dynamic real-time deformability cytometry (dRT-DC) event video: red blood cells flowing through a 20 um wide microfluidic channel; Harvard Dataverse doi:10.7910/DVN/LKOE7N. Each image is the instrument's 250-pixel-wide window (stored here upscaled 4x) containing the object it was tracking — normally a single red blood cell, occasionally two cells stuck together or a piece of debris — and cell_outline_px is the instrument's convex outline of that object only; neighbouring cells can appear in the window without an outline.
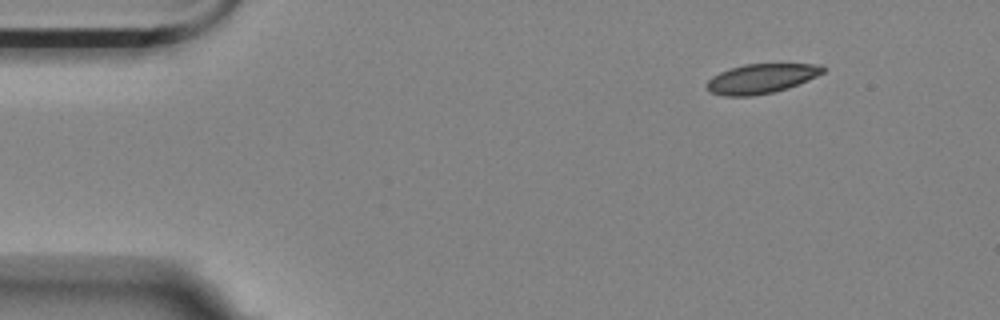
{"species": "Egyptian fruit bat (a non-hibernating species)", "species_latin": "Rousettus aegyptiacus", "temperature_condition": "room temperature", "stored_images_in_passage": 7, "camera_frame_rate_fps": 3000, "um_per_image_px": 0.085, "animal": {"sex": "female"}, "frame": {"image": 1, "passage_image": 1, "time_ms": 0.0, "image_size_px": [1000, 320], "cell_outline_px": [[828, 68], [824, 72], [808, 80], [788, 88], [772, 92], [752, 96], [724, 96], [708, 92], [704, 84], [712, 76], [720, 72], [744, 64], [820, 64]], "centroid_in_image_um": [64.68, 6.68], "position_along_channel_um": 20.3, "area_um2": 20.11}}
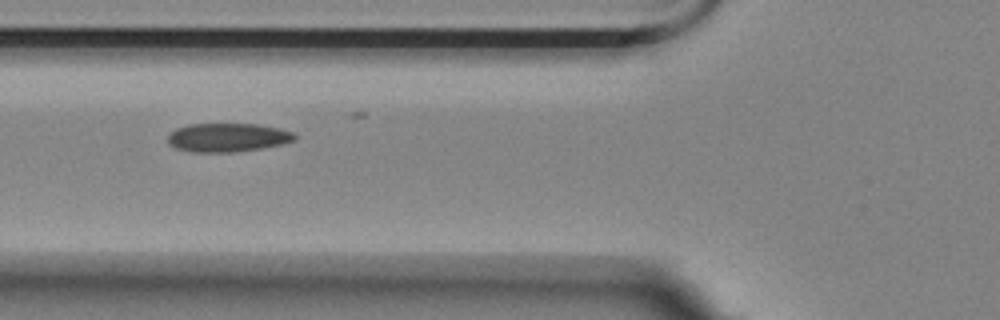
{"frame": {"image": 2, "passage_image": 5, "time_ms": 4.667, "image_size_px": [1000, 320], "cell_outline_px": [[296, 140], [280, 144], [260, 148], [236, 152], [192, 152], [176, 148], [168, 144], [168, 136], [176, 128], [188, 124], [256, 124], [280, 128], [292, 132], [296, 136]], "centroid_in_image_um": [19.33, 11.68], "position_along_channel_um": 106.5, "area_um2": 21.15}}
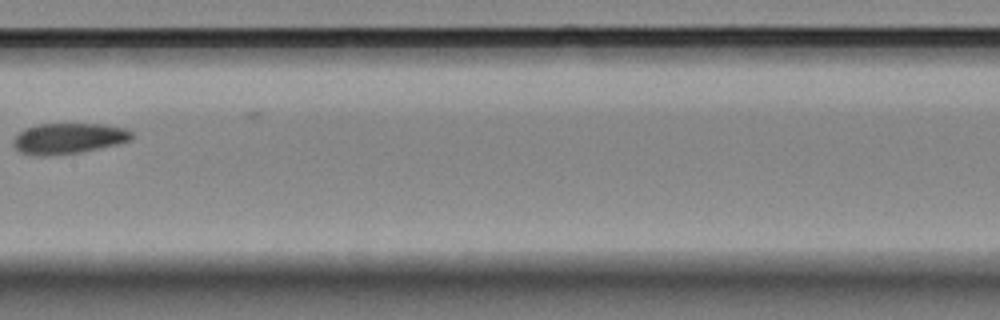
{"frame": {"image": 3, "passage_image": 7, "time_ms": 7.333, "image_size_px": [1000, 320], "cell_outline_px": [[132, 140], [116, 144], [80, 152], [48, 156], [28, 156], [20, 152], [12, 144], [12, 140], [24, 128], [36, 124], [104, 124], [124, 128], [132, 132]], "centroid_in_image_um": [5.76, 11.77], "position_along_channel_um": 201.6, "area_um2": 21.33}}